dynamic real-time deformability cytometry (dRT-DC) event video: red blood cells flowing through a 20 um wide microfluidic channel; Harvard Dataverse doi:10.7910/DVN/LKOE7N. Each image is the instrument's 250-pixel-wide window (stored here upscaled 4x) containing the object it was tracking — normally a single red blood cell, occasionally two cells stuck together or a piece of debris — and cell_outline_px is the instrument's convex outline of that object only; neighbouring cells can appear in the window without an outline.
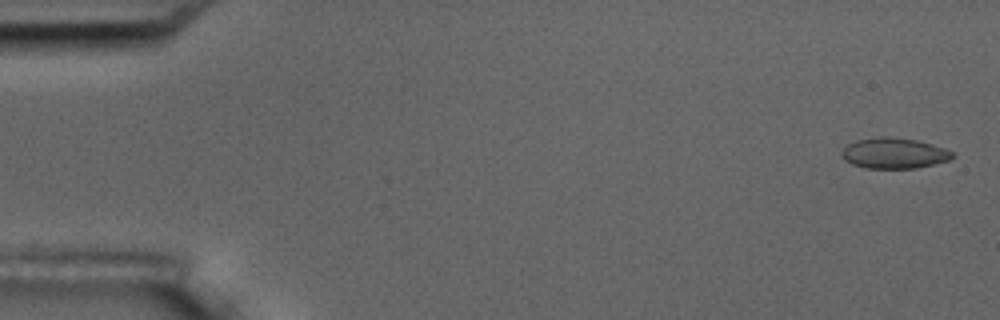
{"species": "common noctule bat (a hibernating species)", "species_latin": "Nyctalus noctula", "temperature_condition": "room temperature", "stored_images_in_passage": 5, "camera_frame_rate_fps": 3000, "um_per_image_px": 0.085, "animal": {"sex": "male", "body_mass_g": 17.5, "forearm_length_mm": 52.3}, "frame": {"image": 1, "passage_image": 1, "time_ms": 0.0, "image_size_px": [1000, 320], "cell_outline_px": [[956, 156], [948, 160], [916, 168], [864, 168], [852, 164], [844, 160], [840, 152], [848, 144], [856, 140], [880, 136], [888, 136], [916, 140], [948, 148]], "centroid_in_image_um": [75.99, 13.01], "position_along_channel_um": 9.0, "area_um2": 19.88}}
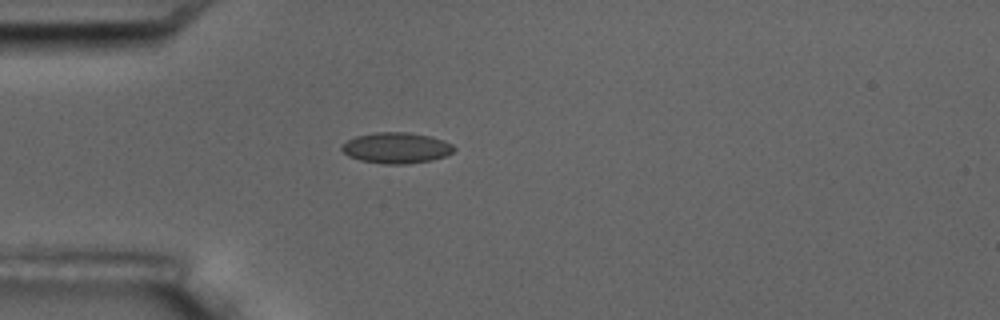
{"frame": {"image": 2, "passage_image": 5, "time_ms": 4.667, "image_size_px": [1000, 320], "cell_outline_px": [[456, 148], [448, 156], [432, 160], [408, 164], [384, 164], [360, 160], [348, 156], [340, 148], [340, 144], [356, 136], [376, 132], [408, 132], [428, 136], [444, 140], [452, 144]], "centroid_in_image_um": [33.69, 12.57], "position_along_channel_um": 51.3, "area_um2": 20.35}}